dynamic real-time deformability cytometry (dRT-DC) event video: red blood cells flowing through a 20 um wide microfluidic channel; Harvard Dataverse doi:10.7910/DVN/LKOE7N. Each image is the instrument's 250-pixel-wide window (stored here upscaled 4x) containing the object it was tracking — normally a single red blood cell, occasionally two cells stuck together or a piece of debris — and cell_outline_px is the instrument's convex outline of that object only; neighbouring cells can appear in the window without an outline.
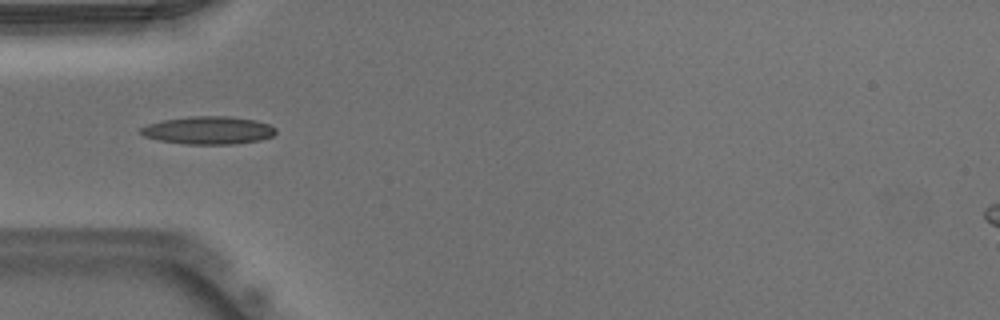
{"species": "Egyptian fruit bat (a non-hibernating species)", "species_latin": "Rousettus aegyptiacus", "temperature_condition": "warm", "stored_images_in_passage": 38, "camera_frame_rate_fps": 3000, "um_per_image_px": 0.085, "animal": {"sex": "male"}, "frame": {"image": 1, "passage_image": 3, "time_ms": 0.667, "image_size_px": [1000, 320], "cell_outline_px": [[276, 132], [272, 136], [260, 140], [236, 144], [184, 144], [160, 140], [144, 136], [136, 132], [140, 128], [148, 124], [164, 120], [188, 116], [232, 116], [256, 120], [268, 124], [276, 128]], "centroid_in_image_um": [17.7, 11.07], "position_along_channel_um": 67.3, "area_um2": 22.08}}
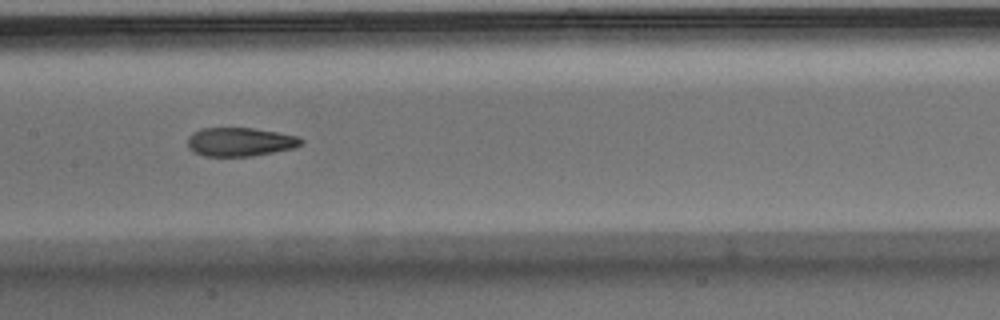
{"frame": {"image": 2, "passage_image": 12, "time_ms": 3.667, "image_size_px": [1000, 320], "cell_outline_px": [[304, 140], [300, 144], [292, 148], [252, 156], [204, 156], [188, 148], [188, 136], [192, 132], [200, 128], [252, 128], [300, 136]], "centroid_in_image_um": [20.38, 12.05], "position_along_channel_um": 187.0, "area_um2": 18.9}}
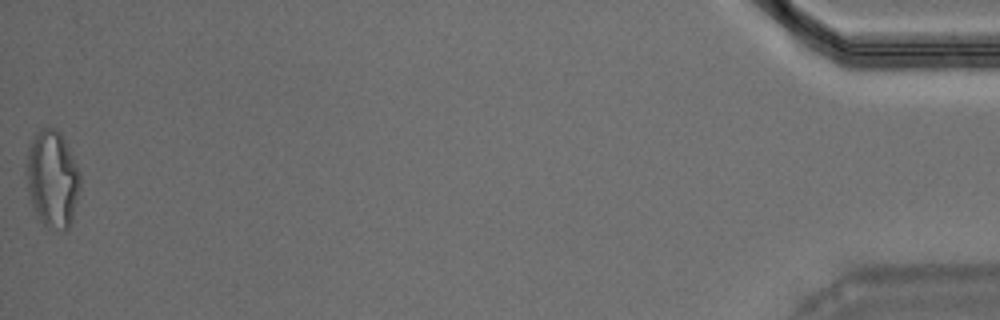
{"frame": {"image": 3, "passage_image": 38, "time_ms": 12.333, "image_size_px": [1000, 320], "cell_outline_px": [[80, 188], [72, 220], [68, 228], [64, 232], [48, 228], [36, 216], [28, 192], [24, 172], [24, 164], [28, 144], [36, 132], [40, 128], [56, 128], [60, 132], [80, 172]], "centroid_in_image_um": [4.41, 15.21], "position_along_channel_um": 430.8, "area_um2": 31.1}, "authors_computed_cell_mechanics": {"area_um2": 20.2011, "velocity_mm_per_s": 3.9479, "shape_relaxation_time_tau1_ms": 4.7129, "shape_relaxation_time_tau2_ms": 1.4775, "deformation_change_tau1": 0.192, "deformation_change_tau2": 0.0906}}